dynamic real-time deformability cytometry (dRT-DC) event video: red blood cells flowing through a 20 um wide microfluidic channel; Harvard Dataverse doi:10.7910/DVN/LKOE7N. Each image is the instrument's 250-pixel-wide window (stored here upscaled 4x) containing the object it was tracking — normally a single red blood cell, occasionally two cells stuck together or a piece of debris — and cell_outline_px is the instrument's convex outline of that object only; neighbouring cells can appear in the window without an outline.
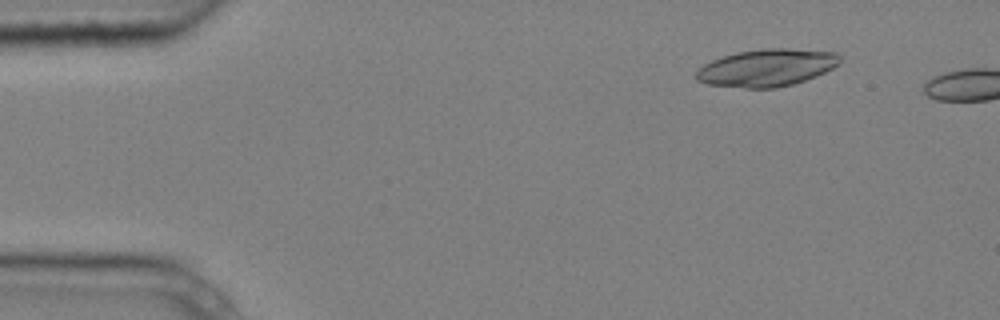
{"species": "common noctule bat (a hibernating species)", "species_latin": "Nyctalus noctula", "temperature_condition": "cold", "stored_images_in_passage": 2, "camera_frame_rate_fps": 3000, "um_per_image_px": 0.085, "animal": {"sex": "male", "body_mass_g": 20.4}, "frame": {"image": 1, "passage_image": 1, "time_ms": 0.0, "image_size_px": [1000, 320], "cell_outline_px": [[840, 64], [816, 76], [792, 84], [776, 88], [744, 88], [708, 84], [696, 80], [696, 72], [704, 64], [712, 60], [736, 52], [764, 48], [792, 48], [836, 52], [840, 56]], "centroid_in_image_um": [65.19, 5.75], "position_along_channel_um": 19.8, "area_um2": 31.27}}